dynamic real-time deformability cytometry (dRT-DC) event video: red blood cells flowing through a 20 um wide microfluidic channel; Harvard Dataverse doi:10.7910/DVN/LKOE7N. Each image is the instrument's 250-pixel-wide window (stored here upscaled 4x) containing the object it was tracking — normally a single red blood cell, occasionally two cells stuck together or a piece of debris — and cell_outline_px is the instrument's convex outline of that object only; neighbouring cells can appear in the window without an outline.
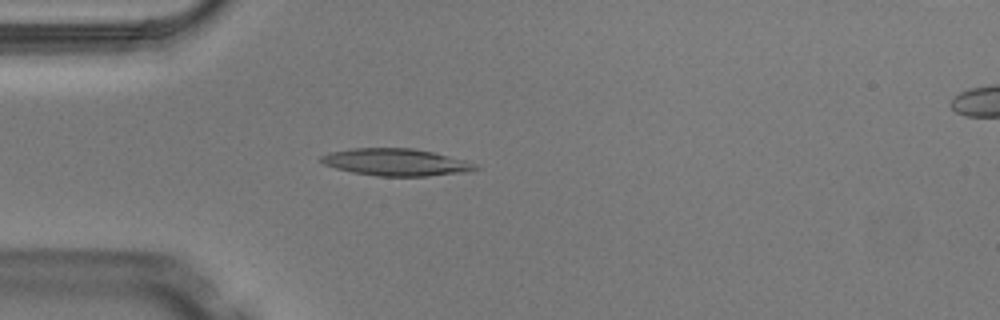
{"species": "Egyptian fruit bat (a non-hibernating species)", "species_latin": "Rousettus aegyptiacus", "temperature_condition": "warm", "stored_images_in_passage": 2, "camera_frame_rate_fps": 3000, "um_per_image_px": 0.085, "animal": {"sex": "male"}, "frame": {"image": 1, "passage_image": 2, "time_ms": 0.333, "image_size_px": [1000, 320], "cell_outline_px": [[480, 168], [468, 172], [428, 176], [376, 176], [352, 172], [336, 168], [324, 164], [320, 160], [320, 156], [332, 152], [352, 148], [416, 148], [464, 160], [476, 164]], "centroid_in_image_um": [33.67, 13.79], "position_along_channel_um": 51.3, "area_um2": 24.33}}